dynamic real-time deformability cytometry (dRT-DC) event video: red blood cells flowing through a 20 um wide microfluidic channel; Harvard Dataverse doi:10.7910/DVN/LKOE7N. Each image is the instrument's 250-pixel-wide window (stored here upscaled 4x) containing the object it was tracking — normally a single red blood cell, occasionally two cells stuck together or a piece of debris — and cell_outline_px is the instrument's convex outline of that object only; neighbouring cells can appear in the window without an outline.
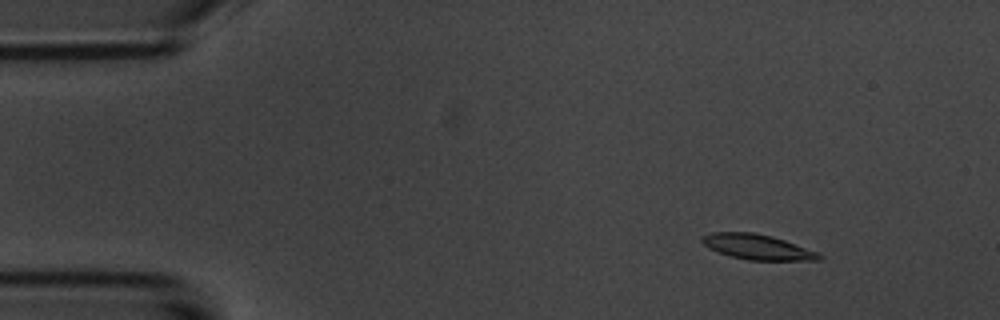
{"species": "common noctule bat (a hibernating species)", "species_latin": "Nyctalus noctula", "temperature_condition": "room temperature", "stored_images_in_passage": 8, "camera_frame_rate_fps": 3000, "um_per_image_px": 0.085, "animal": {"sex": "male", "body_mass_g": 20.1, "forearm_length_mm": 53.5}, "frame": {"image": 1, "passage_image": 2, "time_ms": 1.333, "image_size_px": [1000, 320], "cell_outline_px": [[824, 256], [820, 260], [748, 260], [732, 256], [708, 248], [700, 240], [704, 236], [712, 232], [752, 232], [772, 236], [820, 252]], "centroid_in_image_um": [64.43, 20.99], "position_along_channel_um": 20.6, "area_um2": 17.11}}
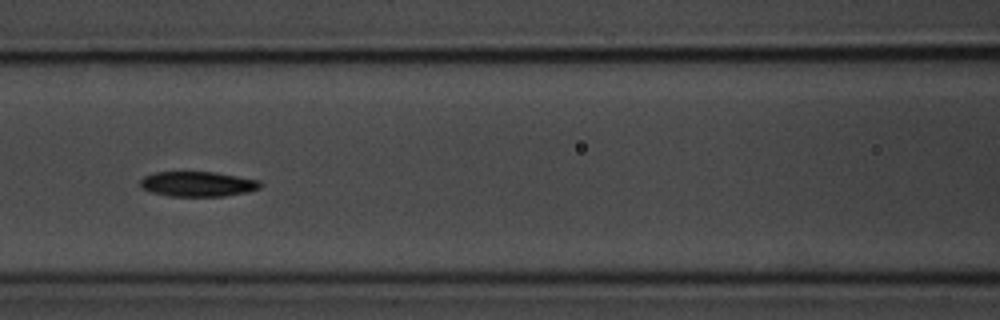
{"frame": {"image": 2, "passage_image": 7, "time_ms": 7.0, "image_size_px": [1000, 320], "cell_outline_px": [[264, 184], [260, 188], [248, 192], [224, 196], [168, 196], [152, 192], [140, 188], [140, 180], [144, 176], [156, 172], [216, 172], [260, 180]], "centroid_in_image_um": [16.83, 15.64], "position_along_channel_um": 149.8, "area_um2": 17.69}}
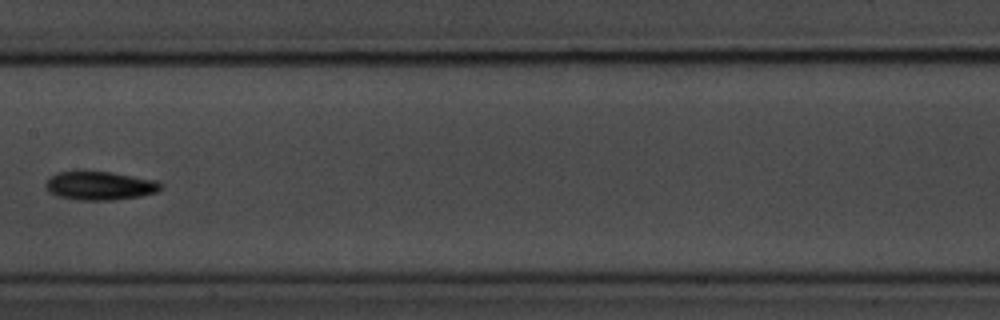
{"frame": {"image": 3, "passage_image": 8, "time_ms": 8.333, "image_size_px": [1000, 320], "cell_outline_px": [[164, 184], [156, 192], [140, 196], [112, 200], [76, 200], [56, 196], [44, 184], [56, 172], [76, 168], [84, 168], [156, 180]], "centroid_in_image_um": [8.43, 15.74], "position_along_channel_um": 199.0, "area_um2": 19.71}}